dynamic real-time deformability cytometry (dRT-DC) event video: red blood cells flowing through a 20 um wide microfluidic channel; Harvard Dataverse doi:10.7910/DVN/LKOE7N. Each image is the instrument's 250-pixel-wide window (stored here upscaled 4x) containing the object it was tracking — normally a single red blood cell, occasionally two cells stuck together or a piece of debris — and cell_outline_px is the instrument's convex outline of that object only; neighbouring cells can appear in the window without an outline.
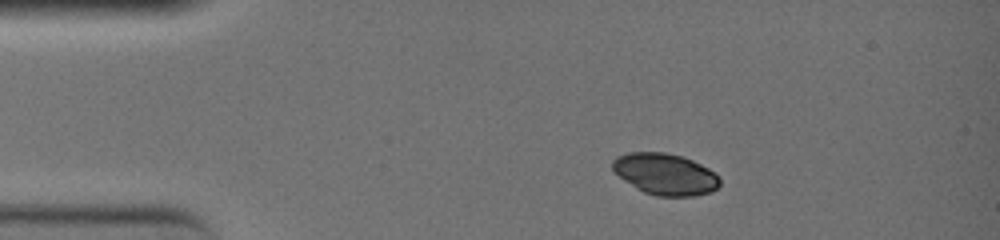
{"species": "common noctule bat (a hibernating species)", "species_latin": "Nyctalus noctula", "temperature_condition": "warm", "stored_images_in_passage": 10, "camera_frame_rate_fps": 3000, "um_per_image_px": 0.085, "animal": {"sex": "female", "body_mass_g": 19.0, "forearm_length_mm": 51.5}, "frame": {"image": 1, "passage_image": 1, "time_ms": 0.0, "image_size_px": [1000, 240], "cell_outline_px": [[720, 184], [712, 192], [692, 196], [656, 196], [644, 192], [636, 188], [624, 180], [612, 168], [612, 160], [616, 156], [628, 152], [664, 152], [680, 156], [692, 160], [716, 172], [720, 176]], "centroid_in_image_um": [56.55, 14.8], "position_along_channel_um": 28.4, "area_um2": 25.95}}